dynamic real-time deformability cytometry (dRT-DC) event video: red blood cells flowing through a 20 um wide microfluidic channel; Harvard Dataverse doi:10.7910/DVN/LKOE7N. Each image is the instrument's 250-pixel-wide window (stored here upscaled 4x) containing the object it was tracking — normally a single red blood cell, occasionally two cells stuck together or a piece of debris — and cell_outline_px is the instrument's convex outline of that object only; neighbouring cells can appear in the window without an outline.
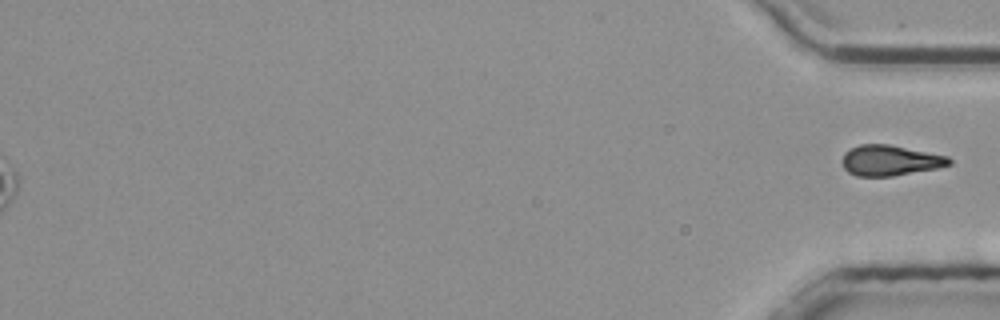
{"species": "common noctule bat (a hibernating species)", "species_latin": "Nyctalus noctula", "temperature_condition": "room temperature", "stored_images_in_passage": 56, "segment_of_instrument_passage": [3, 3], "camera_frame_rate_fps": 3000, "um_per_image_px": 0.085, "animal": {"sex": "male", "body_mass_g": 20.4}, "frame": {"image": 1, "passage_image": 56, "time_ms": 18.333, "image_size_px": [1000, 320], "cell_outline_px": [[952, 164], [936, 168], [892, 176], [856, 176], [848, 172], [844, 168], [840, 160], [844, 152], [848, 148], [860, 144], [888, 144], [948, 156], [952, 160]], "centroid_in_image_um": [75.6, 13.63], "position_along_channel_um": 359.6, "area_um2": 19.13}}